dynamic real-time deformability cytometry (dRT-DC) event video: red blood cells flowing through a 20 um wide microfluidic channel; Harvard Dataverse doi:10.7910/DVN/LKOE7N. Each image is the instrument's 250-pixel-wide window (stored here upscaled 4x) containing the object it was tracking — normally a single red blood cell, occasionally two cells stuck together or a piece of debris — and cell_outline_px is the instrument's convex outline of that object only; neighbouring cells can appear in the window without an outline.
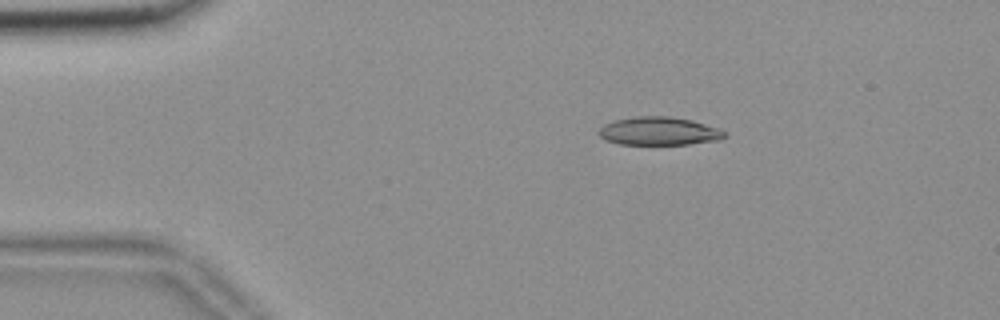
{"species": "common noctule bat (a hibernating species)", "species_latin": "Nyctalus noctula", "temperature_condition": "room temperature", "stored_images_in_passage": 53, "camera_frame_rate_fps": 3000, "um_per_image_px": 0.085, "animal": {"sex": "female", "body_mass_g": 18.4}, "frame": {"image": 1, "passage_image": 8, "time_ms": 2.333, "image_size_px": [1000, 320], "cell_outline_px": [[728, 136], [720, 140], [688, 144], [620, 144], [604, 140], [596, 132], [604, 124], [616, 120], [636, 116], [668, 116], [692, 120], [720, 128]], "centroid_in_image_um": [56.02, 11.14], "position_along_channel_um": 29.0, "area_um2": 20.81}}
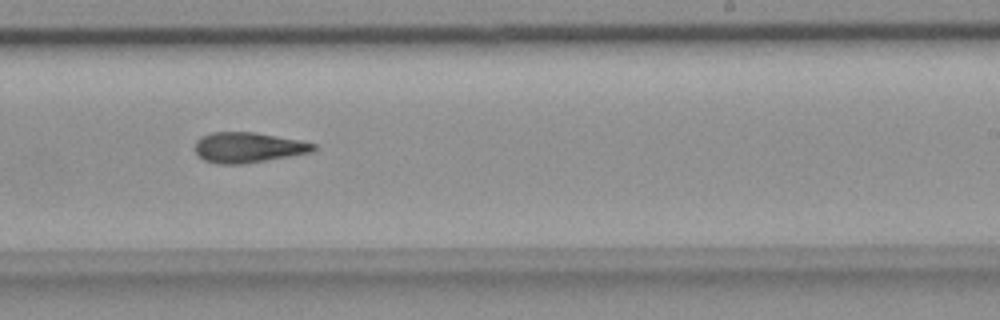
{"frame": {"image": 2, "passage_image": 32, "time_ms": 10.333, "image_size_px": [1000, 320], "cell_outline_px": [[316, 148], [312, 152], [240, 164], [216, 164], [204, 160], [192, 148], [196, 140], [200, 136], [212, 132], [252, 132], [300, 140], [316, 144]], "centroid_in_image_um": [21.03, 12.53], "position_along_channel_um": 268.0, "area_um2": 20.87}}
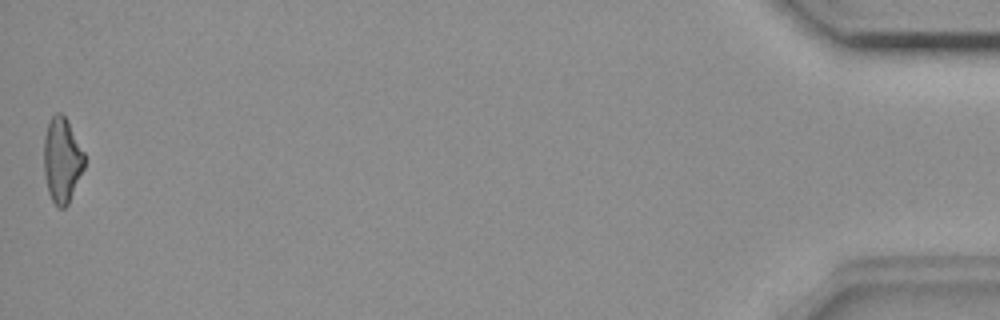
{"frame": {"image": 3, "passage_image": 53, "time_ms": 17.333, "image_size_px": [1000, 320], "cell_outline_px": [[84, 168], [68, 204], [64, 208], [56, 208], [48, 192], [44, 172], [44, 136], [48, 124], [52, 116], [56, 112], [60, 112], [64, 116], [84, 152]], "centroid_in_image_um": [5.25, 13.64], "position_along_channel_um": 429.9, "area_um2": 19.88}, "authors_computed_cell_mechanics": {"area_um2": 20.9236, "velocity_mm_per_s": 3.6837, "shape_relaxation_time_tau1_ms": null, "shape_relaxation_time_tau2_ms": 7.981, "deformation_change_tau1": null, "deformation_change_tau2": 0.2084}}